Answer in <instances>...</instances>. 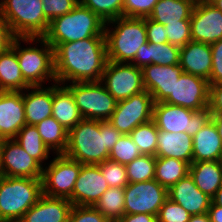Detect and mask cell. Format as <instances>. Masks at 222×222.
Returning a JSON list of instances; mask_svg holds the SVG:
<instances>
[{"label": "cell", "mask_w": 222, "mask_h": 222, "mask_svg": "<svg viewBox=\"0 0 222 222\" xmlns=\"http://www.w3.org/2000/svg\"><path fill=\"white\" fill-rule=\"evenodd\" d=\"M209 108L193 111L165 102L154 103L153 120L158 130L172 133L186 132L193 137L211 120Z\"/></svg>", "instance_id": "9c48e42d"}, {"label": "cell", "mask_w": 222, "mask_h": 222, "mask_svg": "<svg viewBox=\"0 0 222 222\" xmlns=\"http://www.w3.org/2000/svg\"><path fill=\"white\" fill-rule=\"evenodd\" d=\"M222 141L212 120L193 136V162L219 161Z\"/></svg>", "instance_id": "4316f807"}, {"label": "cell", "mask_w": 222, "mask_h": 222, "mask_svg": "<svg viewBox=\"0 0 222 222\" xmlns=\"http://www.w3.org/2000/svg\"><path fill=\"white\" fill-rule=\"evenodd\" d=\"M210 85L208 80L201 77L182 73L173 86L171 94L164 102L200 111L209 107Z\"/></svg>", "instance_id": "9a60e30c"}, {"label": "cell", "mask_w": 222, "mask_h": 222, "mask_svg": "<svg viewBox=\"0 0 222 222\" xmlns=\"http://www.w3.org/2000/svg\"><path fill=\"white\" fill-rule=\"evenodd\" d=\"M168 198L182 206L191 216L208 213L212 202V198L197 188L190 174L168 189Z\"/></svg>", "instance_id": "ffe728a7"}, {"label": "cell", "mask_w": 222, "mask_h": 222, "mask_svg": "<svg viewBox=\"0 0 222 222\" xmlns=\"http://www.w3.org/2000/svg\"><path fill=\"white\" fill-rule=\"evenodd\" d=\"M190 214L169 198L164 202L157 216L158 222H188Z\"/></svg>", "instance_id": "ab89813d"}, {"label": "cell", "mask_w": 222, "mask_h": 222, "mask_svg": "<svg viewBox=\"0 0 222 222\" xmlns=\"http://www.w3.org/2000/svg\"><path fill=\"white\" fill-rule=\"evenodd\" d=\"M190 24L193 41L213 44L222 39V12L214 4L195 3Z\"/></svg>", "instance_id": "2e32d148"}, {"label": "cell", "mask_w": 222, "mask_h": 222, "mask_svg": "<svg viewBox=\"0 0 222 222\" xmlns=\"http://www.w3.org/2000/svg\"><path fill=\"white\" fill-rule=\"evenodd\" d=\"M124 188L113 187L106 190L94 207L110 222H118L125 214Z\"/></svg>", "instance_id": "836d02e7"}, {"label": "cell", "mask_w": 222, "mask_h": 222, "mask_svg": "<svg viewBox=\"0 0 222 222\" xmlns=\"http://www.w3.org/2000/svg\"><path fill=\"white\" fill-rule=\"evenodd\" d=\"M52 116L67 131L83 119L71 91L57 82L53 84Z\"/></svg>", "instance_id": "484cf974"}, {"label": "cell", "mask_w": 222, "mask_h": 222, "mask_svg": "<svg viewBox=\"0 0 222 222\" xmlns=\"http://www.w3.org/2000/svg\"><path fill=\"white\" fill-rule=\"evenodd\" d=\"M20 40L26 43L39 42L41 48H22ZM11 47L16 51L23 78L30 87L43 86L50 79L56 82L54 48L43 37H16Z\"/></svg>", "instance_id": "8992f818"}, {"label": "cell", "mask_w": 222, "mask_h": 222, "mask_svg": "<svg viewBox=\"0 0 222 222\" xmlns=\"http://www.w3.org/2000/svg\"><path fill=\"white\" fill-rule=\"evenodd\" d=\"M129 183L145 182L155 178L156 156L141 155L125 165Z\"/></svg>", "instance_id": "d590c367"}, {"label": "cell", "mask_w": 222, "mask_h": 222, "mask_svg": "<svg viewBox=\"0 0 222 222\" xmlns=\"http://www.w3.org/2000/svg\"><path fill=\"white\" fill-rule=\"evenodd\" d=\"M189 174L192 176L197 188L210 198L222 186V167L220 161L193 162L189 166Z\"/></svg>", "instance_id": "83f0119b"}, {"label": "cell", "mask_w": 222, "mask_h": 222, "mask_svg": "<svg viewBox=\"0 0 222 222\" xmlns=\"http://www.w3.org/2000/svg\"><path fill=\"white\" fill-rule=\"evenodd\" d=\"M110 24L115 29L110 30ZM104 34L107 60L116 63H132L138 49L148 42L144 18L118 17L106 23Z\"/></svg>", "instance_id": "277c9868"}, {"label": "cell", "mask_w": 222, "mask_h": 222, "mask_svg": "<svg viewBox=\"0 0 222 222\" xmlns=\"http://www.w3.org/2000/svg\"><path fill=\"white\" fill-rule=\"evenodd\" d=\"M72 206L68 199L42 195L19 222H68Z\"/></svg>", "instance_id": "7402d4cb"}, {"label": "cell", "mask_w": 222, "mask_h": 222, "mask_svg": "<svg viewBox=\"0 0 222 222\" xmlns=\"http://www.w3.org/2000/svg\"><path fill=\"white\" fill-rule=\"evenodd\" d=\"M146 32H147V41L152 44H163L168 42L166 36V28L163 24L155 22L150 18H144Z\"/></svg>", "instance_id": "bcb514c9"}, {"label": "cell", "mask_w": 222, "mask_h": 222, "mask_svg": "<svg viewBox=\"0 0 222 222\" xmlns=\"http://www.w3.org/2000/svg\"><path fill=\"white\" fill-rule=\"evenodd\" d=\"M154 100L144 90L138 94L121 100L108 120L121 134H130L138 125L153 119Z\"/></svg>", "instance_id": "7c38bea8"}, {"label": "cell", "mask_w": 222, "mask_h": 222, "mask_svg": "<svg viewBox=\"0 0 222 222\" xmlns=\"http://www.w3.org/2000/svg\"><path fill=\"white\" fill-rule=\"evenodd\" d=\"M156 157H171L193 163V137L186 132L172 133L158 130Z\"/></svg>", "instance_id": "cb8c5ba5"}, {"label": "cell", "mask_w": 222, "mask_h": 222, "mask_svg": "<svg viewBox=\"0 0 222 222\" xmlns=\"http://www.w3.org/2000/svg\"><path fill=\"white\" fill-rule=\"evenodd\" d=\"M122 134L106 121L82 119L68 131L65 156L81 164L96 165L108 160Z\"/></svg>", "instance_id": "7a4b0ae2"}, {"label": "cell", "mask_w": 222, "mask_h": 222, "mask_svg": "<svg viewBox=\"0 0 222 222\" xmlns=\"http://www.w3.org/2000/svg\"><path fill=\"white\" fill-rule=\"evenodd\" d=\"M14 140L25 150V152L37 160L42 166L47 160L50 150L43 143L38 130L33 125H25L16 135Z\"/></svg>", "instance_id": "d6a6232c"}, {"label": "cell", "mask_w": 222, "mask_h": 222, "mask_svg": "<svg viewBox=\"0 0 222 222\" xmlns=\"http://www.w3.org/2000/svg\"><path fill=\"white\" fill-rule=\"evenodd\" d=\"M42 195V179L0 175V222H19Z\"/></svg>", "instance_id": "5b68a950"}, {"label": "cell", "mask_w": 222, "mask_h": 222, "mask_svg": "<svg viewBox=\"0 0 222 222\" xmlns=\"http://www.w3.org/2000/svg\"><path fill=\"white\" fill-rule=\"evenodd\" d=\"M107 61L105 37L58 44L54 48L56 82L100 81Z\"/></svg>", "instance_id": "6da1fadb"}, {"label": "cell", "mask_w": 222, "mask_h": 222, "mask_svg": "<svg viewBox=\"0 0 222 222\" xmlns=\"http://www.w3.org/2000/svg\"><path fill=\"white\" fill-rule=\"evenodd\" d=\"M211 120L214 122L222 141V115H212Z\"/></svg>", "instance_id": "816d5d0a"}, {"label": "cell", "mask_w": 222, "mask_h": 222, "mask_svg": "<svg viewBox=\"0 0 222 222\" xmlns=\"http://www.w3.org/2000/svg\"><path fill=\"white\" fill-rule=\"evenodd\" d=\"M125 214H151L158 216L160 208L168 199V189L155 179L129 183L124 188Z\"/></svg>", "instance_id": "4fadbf2b"}, {"label": "cell", "mask_w": 222, "mask_h": 222, "mask_svg": "<svg viewBox=\"0 0 222 222\" xmlns=\"http://www.w3.org/2000/svg\"><path fill=\"white\" fill-rule=\"evenodd\" d=\"M164 26L170 44L183 47L192 40L190 23H169Z\"/></svg>", "instance_id": "b9f144b4"}, {"label": "cell", "mask_w": 222, "mask_h": 222, "mask_svg": "<svg viewBox=\"0 0 222 222\" xmlns=\"http://www.w3.org/2000/svg\"><path fill=\"white\" fill-rule=\"evenodd\" d=\"M208 215L211 222H222V207L211 202L208 209Z\"/></svg>", "instance_id": "f907efd6"}, {"label": "cell", "mask_w": 222, "mask_h": 222, "mask_svg": "<svg viewBox=\"0 0 222 222\" xmlns=\"http://www.w3.org/2000/svg\"><path fill=\"white\" fill-rule=\"evenodd\" d=\"M35 127L40 134L43 143L54 153L63 154L68 145V131L58 123L53 116L37 123Z\"/></svg>", "instance_id": "4dcf8cb0"}, {"label": "cell", "mask_w": 222, "mask_h": 222, "mask_svg": "<svg viewBox=\"0 0 222 222\" xmlns=\"http://www.w3.org/2000/svg\"><path fill=\"white\" fill-rule=\"evenodd\" d=\"M194 5L191 0H159L148 18L163 25L190 23Z\"/></svg>", "instance_id": "f1b7e54d"}, {"label": "cell", "mask_w": 222, "mask_h": 222, "mask_svg": "<svg viewBox=\"0 0 222 222\" xmlns=\"http://www.w3.org/2000/svg\"><path fill=\"white\" fill-rule=\"evenodd\" d=\"M143 84L154 100V103L164 102L173 94V86L183 72L180 65L161 66L151 64L142 69Z\"/></svg>", "instance_id": "ac0fdd59"}, {"label": "cell", "mask_w": 222, "mask_h": 222, "mask_svg": "<svg viewBox=\"0 0 222 222\" xmlns=\"http://www.w3.org/2000/svg\"><path fill=\"white\" fill-rule=\"evenodd\" d=\"M189 164L171 157H156L155 180L169 189L189 174Z\"/></svg>", "instance_id": "1f68e13d"}, {"label": "cell", "mask_w": 222, "mask_h": 222, "mask_svg": "<svg viewBox=\"0 0 222 222\" xmlns=\"http://www.w3.org/2000/svg\"><path fill=\"white\" fill-rule=\"evenodd\" d=\"M218 0H199L200 3H205V4H214Z\"/></svg>", "instance_id": "11a10c76"}, {"label": "cell", "mask_w": 222, "mask_h": 222, "mask_svg": "<svg viewBox=\"0 0 222 222\" xmlns=\"http://www.w3.org/2000/svg\"><path fill=\"white\" fill-rule=\"evenodd\" d=\"M68 222H110L94 206L73 205Z\"/></svg>", "instance_id": "ee69618b"}, {"label": "cell", "mask_w": 222, "mask_h": 222, "mask_svg": "<svg viewBox=\"0 0 222 222\" xmlns=\"http://www.w3.org/2000/svg\"><path fill=\"white\" fill-rule=\"evenodd\" d=\"M45 18L51 22L54 18L63 16L73 10L79 0H42Z\"/></svg>", "instance_id": "7bdbcfd3"}, {"label": "cell", "mask_w": 222, "mask_h": 222, "mask_svg": "<svg viewBox=\"0 0 222 222\" xmlns=\"http://www.w3.org/2000/svg\"><path fill=\"white\" fill-rule=\"evenodd\" d=\"M34 86L31 91L23 92L26 125L35 126L52 116L53 85L50 87Z\"/></svg>", "instance_id": "603a6c76"}, {"label": "cell", "mask_w": 222, "mask_h": 222, "mask_svg": "<svg viewBox=\"0 0 222 222\" xmlns=\"http://www.w3.org/2000/svg\"><path fill=\"white\" fill-rule=\"evenodd\" d=\"M129 135L142 155L156 156L158 129L153 119L138 125Z\"/></svg>", "instance_id": "e575fe53"}, {"label": "cell", "mask_w": 222, "mask_h": 222, "mask_svg": "<svg viewBox=\"0 0 222 222\" xmlns=\"http://www.w3.org/2000/svg\"><path fill=\"white\" fill-rule=\"evenodd\" d=\"M141 155L142 154L140 153L137 145L133 142L130 135L122 134L109 153L108 159L126 165Z\"/></svg>", "instance_id": "74e56055"}, {"label": "cell", "mask_w": 222, "mask_h": 222, "mask_svg": "<svg viewBox=\"0 0 222 222\" xmlns=\"http://www.w3.org/2000/svg\"><path fill=\"white\" fill-rule=\"evenodd\" d=\"M15 38L16 36L13 34L8 22L0 14V53L8 50Z\"/></svg>", "instance_id": "c3c4849f"}, {"label": "cell", "mask_w": 222, "mask_h": 222, "mask_svg": "<svg viewBox=\"0 0 222 222\" xmlns=\"http://www.w3.org/2000/svg\"><path fill=\"white\" fill-rule=\"evenodd\" d=\"M214 5L222 12V0H218Z\"/></svg>", "instance_id": "9f6ffc18"}, {"label": "cell", "mask_w": 222, "mask_h": 222, "mask_svg": "<svg viewBox=\"0 0 222 222\" xmlns=\"http://www.w3.org/2000/svg\"><path fill=\"white\" fill-rule=\"evenodd\" d=\"M220 164H221V167H222V154H221V158H220Z\"/></svg>", "instance_id": "680465c9"}, {"label": "cell", "mask_w": 222, "mask_h": 222, "mask_svg": "<svg viewBox=\"0 0 222 222\" xmlns=\"http://www.w3.org/2000/svg\"><path fill=\"white\" fill-rule=\"evenodd\" d=\"M25 125L23 91H0V137L14 139Z\"/></svg>", "instance_id": "d6986e66"}, {"label": "cell", "mask_w": 222, "mask_h": 222, "mask_svg": "<svg viewBox=\"0 0 222 222\" xmlns=\"http://www.w3.org/2000/svg\"><path fill=\"white\" fill-rule=\"evenodd\" d=\"M180 47L170 44L145 43L137 51L133 65L143 69L145 66L156 64L161 66L179 65Z\"/></svg>", "instance_id": "d4e9b609"}, {"label": "cell", "mask_w": 222, "mask_h": 222, "mask_svg": "<svg viewBox=\"0 0 222 222\" xmlns=\"http://www.w3.org/2000/svg\"><path fill=\"white\" fill-rule=\"evenodd\" d=\"M109 189L97 165L81 166L75 187L71 195V203L80 206H94L102 194Z\"/></svg>", "instance_id": "e0dca14e"}, {"label": "cell", "mask_w": 222, "mask_h": 222, "mask_svg": "<svg viewBox=\"0 0 222 222\" xmlns=\"http://www.w3.org/2000/svg\"><path fill=\"white\" fill-rule=\"evenodd\" d=\"M118 222H158L157 216L151 214H124Z\"/></svg>", "instance_id": "681fc988"}, {"label": "cell", "mask_w": 222, "mask_h": 222, "mask_svg": "<svg viewBox=\"0 0 222 222\" xmlns=\"http://www.w3.org/2000/svg\"><path fill=\"white\" fill-rule=\"evenodd\" d=\"M30 91L19 67L16 51L10 47L0 53V91Z\"/></svg>", "instance_id": "f546056e"}, {"label": "cell", "mask_w": 222, "mask_h": 222, "mask_svg": "<svg viewBox=\"0 0 222 222\" xmlns=\"http://www.w3.org/2000/svg\"><path fill=\"white\" fill-rule=\"evenodd\" d=\"M0 14L16 37H43L50 22L45 18L42 0H2Z\"/></svg>", "instance_id": "52a82bcc"}, {"label": "cell", "mask_w": 222, "mask_h": 222, "mask_svg": "<svg viewBox=\"0 0 222 222\" xmlns=\"http://www.w3.org/2000/svg\"><path fill=\"white\" fill-rule=\"evenodd\" d=\"M82 165L64 154H57L48 167L43 168V195L65 198L71 202V195Z\"/></svg>", "instance_id": "30bf717a"}, {"label": "cell", "mask_w": 222, "mask_h": 222, "mask_svg": "<svg viewBox=\"0 0 222 222\" xmlns=\"http://www.w3.org/2000/svg\"><path fill=\"white\" fill-rule=\"evenodd\" d=\"M43 168L14 139H3L0 149V175L42 179Z\"/></svg>", "instance_id": "5bb4252c"}, {"label": "cell", "mask_w": 222, "mask_h": 222, "mask_svg": "<svg viewBox=\"0 0 222 222\" xmlns=\"http://www.w3.org/2000/svg\"><path fill=\"white\" fill-rule=\"evenodd\" d=\"M212 50V69L209 85L222 83V39L210 44Z\"/></svg>", "instance_id": "f6af8a7d"}, {"label": "cell", "mask_w": 222, "mask_h": 222, "mask_svg": "<svg viewBox=\"0 0 222 222\" xmlns=\"http://www.w3.org/2000/svg\"><path fill=\"white\" fill-rule=\"evenodd\" d=\"M70 84L66 83L65 86L71 91L83 119L99 121L110 119L118 102L100 81Z\"/></svg>", "instance_id": "ba28073f"}, {"label": "cell", "mask_w": 222, "mask_h": 222, "mask_svg": "<svg viewBox=\"0 0 222 222\" xmlns=\"http://www.w3.org/2000/svg\"><path fill=\"white\" fill-rule=\"evenodd\" d=\"M100 82L117 102L145 90L142 69L132 63H116L108 60Z\"/></svg>", "instance_id": "8fae6325"}, {"label": "cell", "mask_w": 222, "mask_h": 222, "mask_svg": "<svg viewBox=\"0 0 222 222\" xmlns=\"http://www.w3.org/2000/svg\"><path fill=\"white\" fill-rule=\"evenodd\" d=\"M208 108L212 115H222V83L210 85Z\"/></svg>", "instance_id": "7dc6e473"}, {"label": "cell", "mask_w": 222, "mask_h": 222, "mask_svg": "<svg viewBox=\"0 0 222 222\" xmlns=\"http://www.w3.org/2000/svg\"><path fill=\"white\" fill-rule=\"evenodd\" d=\"M2 141H3V139L0 137V149H1Z\"/></svg>", "instance_id": "6f0895ef"}, {"label": "cell", "mask_w": 222, "mask_h": 222, "mask_svg": "<svg viewBox=\"0 0 222 222\" xmlns=\"http://www.w3.org/2000/svg\"><path fill=\"white\" fill-rule=\"evenodd\" d=\"M188 222H211L208 213L206 214H197L190 216Z\"/></svg>", "instance_id": "f5cc1de1"}, {"label": "cell", "mask_w": 222, "mask_h": 222, "mask_svg": "<svg viewBox=\"0 0 222 222\" xmlns=\"http://www.w3.org/2000/svg\"><path fill=\"white\" fill-rule=\"evenodd\" d=\"M184 73L210 79L212 69V50L210 44L191 40L180 47V63Z\"/></svg>", "instance_id": "44dd1931"}, {"label": "cell", "mask_w": 222, "mask_h": 222, "mask_svg": "<svg viewBox=\"0 0 222 222\" xmlns=\"http://www.w3.org/2000/svg\"><path fill=\"white\" fill-rule=\"evenodd\" d=\"M159 0H124L123 17L147 18Z\"/></svg>", "instance_id": "60d3db41"}, {"label": "cell", "mask_w": 222, "mask_h": 222, "mask_svg": "<svg viewBox=\"0 0 222 222\" xmlns=\"http://www.w3.org/2000/svg\"><path fill=\"white\" fill-rule=\"evenodd\" d=\"M105 25L98 15L78 3L69 13L54 18L43 38L55 48L61 43L105 37Z\"/></svg>", "instance_id": "3957f363"}, {"label": "cell", "mask_w": 222, "mask_h": 222, "mask_svg": "<svg viewBox=\"0 0 222 222\" xmlns=\"http://www.w3.org/2000/svg\"><path fill=\"white\" fill-rule=\"evenodd\" d=\"M96 165L99 167L109 188H125L129 184L125 165L109 159Z\"/></svg>", "instance_id": "f35d334b"}, {"label": "cell", "mask_w": 222, "mask_h": 222, "mask_svg": "<svg viewBox=\"0 0 222 222\" xmlns=\"http://www.w3.org/2000/svg\"><path fill=\"white\" fill-rule=\"evenodd\" d=\"M106 23L123 16L124 0H79Z\"/></svg>", "instance_id": "8d00e7d4"}, {"label": "cell", "mask_w": 222, "mask_h": 222, "mask_svg": "<svg viewBox=\"0 0 222 222\" xmlns=\"http://www.w3.org/2000/svg\"><path fill=\"white\" fill-rule=\"evenodd\" d=\"M212 203L222 207V186L212 197Z\"/></svg>", "instance_id": "db71d44e"}, {"label": "cell", "mask_w": 222, "mask_h": 222, "mask_svg": "<svg viewBox=\"0 0 222 222\" xmlns=\"http://www.w3.org/2000/svg\"><path fill=\"white\" fill-rule=\"evenodd\" d=\"M2 4H3V1L1 0V2H0V9H1Z\"/></svg>", "instance_id": "94428289"}, {"label": "cell", "mask_w": 222, "mask_h": 222, "mask_svg": "<svg viewBox=\"0 0 222 222\" xmlns=\"http://www.w3.org/2000/svg\"><path fill=\"white\" fill-rule=\"evenodd\" d=\"M191 1H193L194 3H198L199 2V0H191Z\"/></svg>", "instance_id": "91938a15"}]
</instances>
